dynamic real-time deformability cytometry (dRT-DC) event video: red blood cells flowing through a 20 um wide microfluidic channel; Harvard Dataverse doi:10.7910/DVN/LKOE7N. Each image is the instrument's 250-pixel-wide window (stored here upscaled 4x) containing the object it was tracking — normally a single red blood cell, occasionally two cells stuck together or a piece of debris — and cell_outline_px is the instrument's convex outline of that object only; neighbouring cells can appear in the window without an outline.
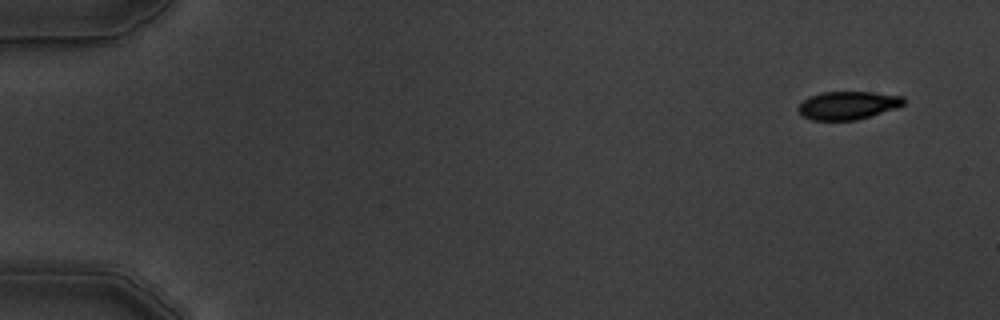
{"species": "common noctule bat (a hibernating species)", "species_latin": "Nyctalus noctula", "temperature_condition": "warm", "stored_images_in_passage": 5, "camera_frame_rate_fps": 3000, "um_per_image_px": 0.085, "animal": {"sex": "male", "body_mass_g": 19.5, "forearm_length_mm": 54.6}, "frame": {"image": 1, "passage_image": 1, "time_ms": 0.0, "image_size_px": [1000, 320], "cell_outline_px": [[904, 104], [896, 108], [856, 120], [812, 120], [804, 116], [796, 108], [808, 96], [820, 92], [872, 92], [904, 96]], "centroid_in_image_um": [72.05, 8.94], "position_along_channel_um": 12.9, "area_um2": 17.22}}
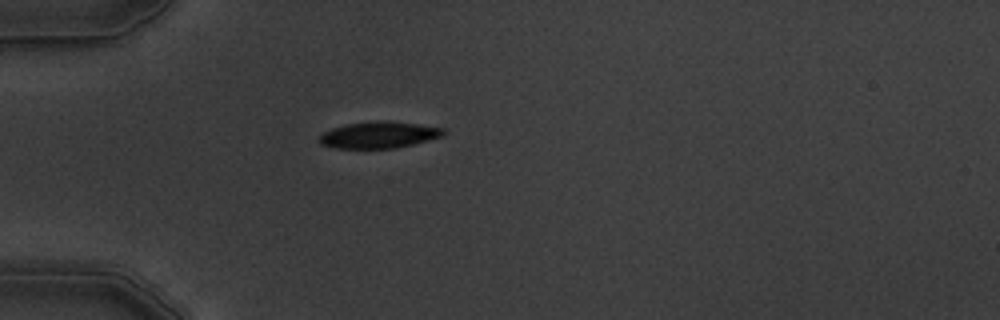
{"frame": {"image": 2, "passage_image": 5, "time_ms": 4.333, "image_size_px": [1000, 320], "cell_outline_px": [[444, 136], [396, 148], [332, 148], [320, 144], [320, 136], [324, 132], [332, 128], [348, 124], [376, 120], [388, 120], [444, 128]], "centroid_in_image_um": [32.2, 11.46], "position_along_channel_um": 52.8, "area_um2": 19.13}}